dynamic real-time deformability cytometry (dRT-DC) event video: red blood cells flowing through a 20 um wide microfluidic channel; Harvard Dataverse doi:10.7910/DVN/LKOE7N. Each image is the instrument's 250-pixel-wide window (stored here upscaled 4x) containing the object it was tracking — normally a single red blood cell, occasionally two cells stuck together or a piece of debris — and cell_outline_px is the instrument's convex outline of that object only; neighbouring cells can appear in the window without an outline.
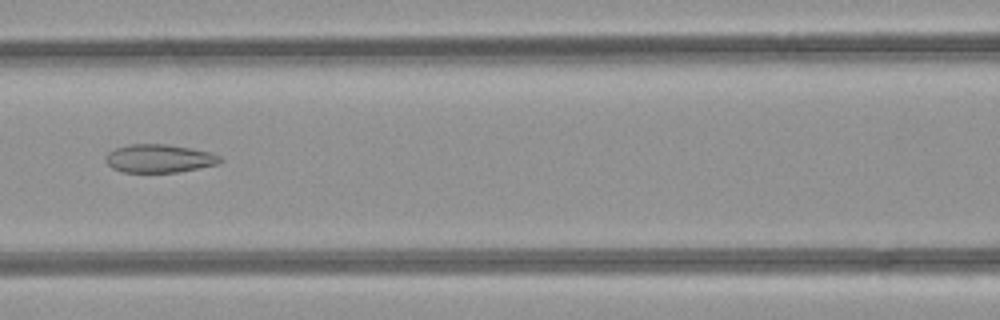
{"species": "common noctule bat (a hibernating species)", "species_latin": "Nyctalus noctula", "temperature_condition": "room temperature", "stored_images_in_passage": 45, "camera_frame_rate_fps": 3000, "um_per_image_px": 0.085, "animal": {"sex": "female", "body_mass_g": 21.9}, "frame": {"image": 1, "passage_image": 18, "time_ms": 5.667, "image_size_px": [1000, 320], "cell_outline_px": [[224, 160], [216, 164], [176, 172], [124, 172], [112, 168], [104, 160], [104, 156], [108, 152], [116, 148], [128, 144], [168, 144], [192, 148], [212, 152], [220, 156]], "centroid_in_image_um": [13.51, 13.45], "position_along_channel_um": 153.1, "area_um2": 18.9}}
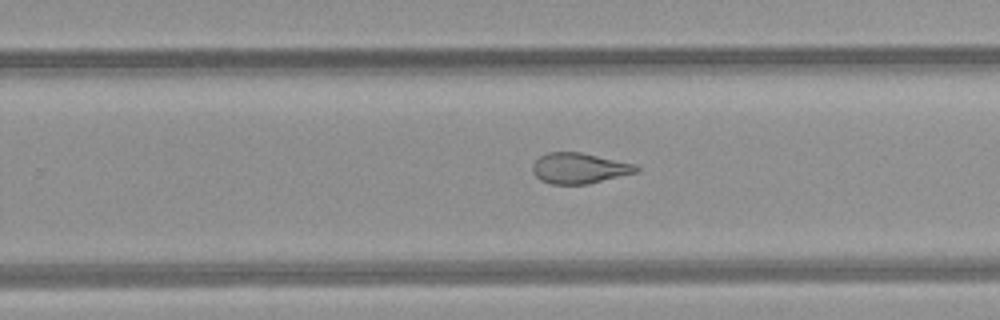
{"frame": {"image": 2, "passage_image": 27, "time_ms": 8.667, "image_size_px": [1000, 320], "cell_outline_px": [[640, 168], [636, 172], [588, 184], [552, 184], [540, 180], [532, 172], [532, 164], [540, 156], [548, 152], [580, 152], [636, 164]], "centroid_in_image_um": [49.21, 14.3], "position_along_channel_um": 280.6, "area_um2": 18.44}}
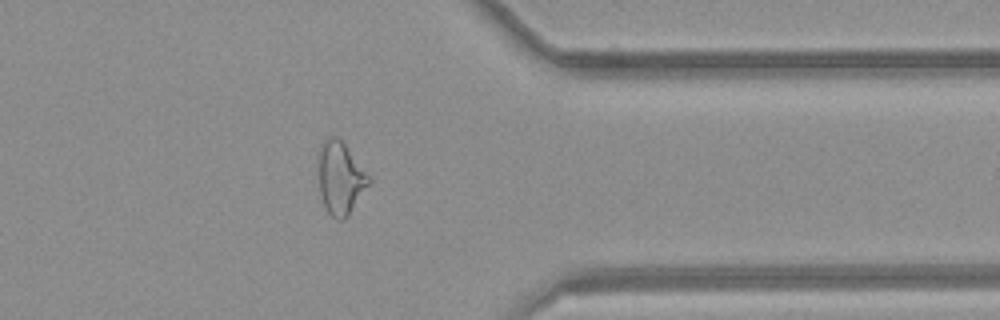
{"frame": {"image": 3, "passage_image": 35, "time_ms": 11.333, "image_size_px": [1000, 320], "cell_outline_px": [[372, 180], [348, 216], [344, 220], [336, 220], [324, 208], [320, 192], [316, 156], [316, 152], [320, 144], [328, 136], [336, 136], [344, 144], [372, 176]], "centroid_in_image_um": [28.91, 15.11], "position_along_channel_um": 382.5, "area_um2": 22.02}, "authors_computed_cell_mechanics": {"area_um2": 22.0218, "velocity_mm_per_s": 4.2553, "shape_relaxation_time_tau1_ms": null, "shape_relaxation_time_tau2_ms": 1.9284, "deformation_change_tau1": null, "deformation_change_tau2": 0.097}}